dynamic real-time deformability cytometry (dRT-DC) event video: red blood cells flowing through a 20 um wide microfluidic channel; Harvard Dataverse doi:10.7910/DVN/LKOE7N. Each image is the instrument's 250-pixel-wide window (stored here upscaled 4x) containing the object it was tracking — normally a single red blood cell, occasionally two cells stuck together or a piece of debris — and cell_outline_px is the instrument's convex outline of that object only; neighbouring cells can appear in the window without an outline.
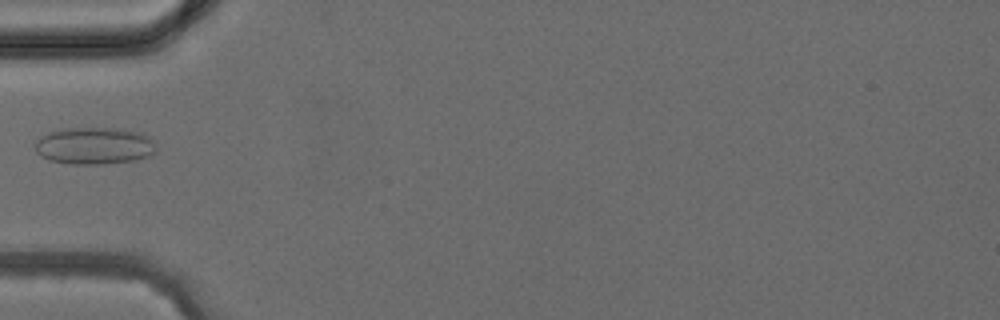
{"species": "common noctule bat (a hibernating species)", "species_latin": "Nyctalus noctula", "temperature_condition": "cold", "stored_images_in_passage": 3, "camera_frame_rate_fps": 3000, "um_per_image_px": 0.085, "animal": {"sex": "female", "body_mass_g": 24.6, "forearm_length_mm": 56.2}, "frame": {"image": 1, "passage_image": 3, "time_ms": 2.333, "image_size_px": [1000, 320], "cell_outline_px": [[156, 152], [148, 156], [136, 160], [104, 164], [72, 164], [52, 160], [40, 156], [36, 152], [36, 140], [40, 136], [64, 128], [116, 128], [140, 132], [152, 136], [156, 140]], "centroid_in_image_um": [8.09, 12.39], "position_along_channel_um": 76.9, "area_um2": 26.41}}